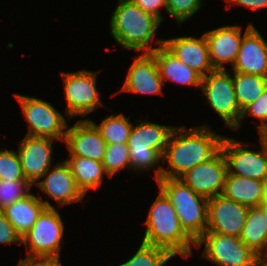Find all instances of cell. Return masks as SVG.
Listing matches in <instances>:
<instances>
[{
    "instance_id": "obj_34",
    "label": "cell",
    "mask_w": 267,
    "mask_h": 266,
    "mask_svg": "<svg viewBox=\"0 0 267 266\" xmlns=\"http://www.w3.org/2000/svg\"><path fill=\"white\" fill-rule=\"evenodd\" d=\"M13 243L21 245V236L0 210V244Z\"/></svg>"
},
{
    "instance_id": "obj_2",
    "label": "cell",
    "mask_w": 267,
    "mask_h": 266,
    "mask_svg": "<svg viewBox=\"0 0 267 266\" xmlns=\"http://www.w3.org/2000/svg\"><path fill=\"white\" fill-rule=\"evenodd\" d=\"M109 23L110 35L122 48L151 53L163 45L164 39L155 40L156 31L162 22L130 0H118ZM154 40L156 47L152 45Z\"/></svg>"
},
{
    "instance_id": "obj_42",
    "label": "cell",
    "mask_w": 267,
    "mask_h": 266,
    "mask_svg": "<svg viewBox=\"0 0 267 266\" xmlns=\"http://www.w3.org/2000/svg\"><path fill=\"white\" fill-rule=\"evenodd\" d=\"M259 141L263 143V145L265 146L267 150V136H259Z\"/></svg>"
},
{
    "instance_id": "obj_11",
    "label": "cell",
    "mask_w": 267,
    "mask_h": 266,
    "mask_svg": "<svg viewBox=\"0 0 267 266\" xmlns=\"http://www.w3.org/2000/svg\"><path fill=\"white\" fill-rule=\"evenodd\" d=\"M260 150L249 149L246 142L223 136L220 149L227 161L229 174L263 180L267 175V150L263 143Z\"/></svg>"
},
{
    "instance_id": "obj_31",
    "label": "cell",
    "mask_w": 267,
    "mask_h": 266,
    "mask_svg": "<svg viewBox=\"0 0 267 266\" xmlns=\"http://www.w3.org/2000/svg\"><path fill=\"white\" fill-rule=\"evenodd\" d=\"M203 0H166V13L179 26L200 11Z\"/></svg>"
},
{
    "instance_id": "obj_16",
    "label": "cell",
    "mask_w": 267,
    "mask_h": 266,
    "mask_svg": "<svg viewBox=\"0 0 267 266\" xmlns=\"http://www.w3.org/2000/svg\"><path fill=\"white\" fill-rule=\"evenodd\" d=\"M48 137L27 136L20 140L18 154L26 180L33 186L52 167V144ZM53 159V160H52Z\"/></svg>"
},
{
    "instance_id": "obj_6",
    "label": "cell",
    "mask_w": 267,
    "mask_h": 266,
    "mask_svg": "<svg viewBox=\"0 0 267 266\" xmlns=\"http://www.w3.org/2000/svg\"><path fill=\"white\" fill-rule=\"evenodd\" d=\"M64 222L55 207H45L33 227L21 237L26 258H60Z\"/></svg>"
},
{
    "instance_id": "obj_38",
    "label": "cell",
    "mask_w": 267,
    "mask_h": 266,
    "mask_svg": "<svg viewBox=\"0 0 267 266\" xmlns=\"http://www.w3.org/2000/svg\"><path fill=\"white\" fill-rule=\"evenodd\" d=\"M258 258L262 266H267V239L263 251L258 255Z\"/></svg>"
},
{
    "instance_id": "obj_13",
    "label": "cell",
    "mask_w": 267,
    "mask_h": 266,
    "mask_svg": "<svg viewBox=\"0 0 267 266\" xmlns=\"http://www.w3.org/2000/svg\"><path fill=\"white\" fill-rule=\"evenodd\" d=\"M249 207L217 195L208 199V222L205 232L240 237Z\"/></svg>"
},
{
    "instance_id": "obj_23",
    "label": "cell",
    "mask_w": 267,
    "mask_h": 266,
    "mask_svg": "<svg viewBox=\"0 0 267 266\" xmlns=\"http://www.w3.org/2000/svg\"><path fill=\"white\" fill-rule=\"evenodd\" d=\"M222 195L247 207H258L264 201L262 181L227 172Z\"/></svg>"
},
{
    "instance_id": "obj_40",
    "label": "cell",
    "mask_w": 267,
    "mask_h": 266,
    "mask_svg": "<svg viewBox=\"0 0 267 266\" xmlns=\"http://www.w3.org/2000/svg\"><path fill=\"white\" fill-rule=\"evenodd\" d=\"M259 136H267V121L258 129Z\"/></svg>"
},
{
    "instance_id": "obj_36",
    "label": "cell",
    "mask_w": 267,
    "mask_h": 266,
    "mask_svg": "<svg viewBox=\"0 0 267 266\" xmlns=\"http://www.w3.org/2000/svg\"><path fill=\"white\" fill-rule=\"evenodd\" d=\"M16 266H62L60 258H21Z\"/></svg>"
},
{
    "instance_id": "obj_27",
    "label": "cell",
    "mask_w": 267,
    "mask_h": 266,
    "mask_svg": "<svg viewBox=\"0 0 267 266\" xmlns=\"http://www.w3.org/2000/svg\"><path fill=\"white\" fill-rule=\"evenodd\" d=\"M101 132L103 139L108 144H119L127 143L130 130L133 126L130 117H125L123 113L111 114L108 117H105L100 124H96L94 121L89 119Z\"/></svg>"
},
{
    "instance_id": "obj_28",
    "label": "cell",
    "mask_w": 267,
    "mask_h": 266,
    "mask_svg": "<svg viewBox=\"0 0 267 266\" xmlns=\"http://www.w3.org/2000/svg\"><path fill=\"white\" fill-rule=\"evenodd\" d=\"M173 257L167 249L141 242L131 258L116 266H166Z\"/></svg>"
},
{
    "instance_id": "obj_37",
    "label": "cell",
    "mask_w": 267,
    "mask_h": 266,
    "mask_svg": "<svg viewBox=\"0 0 267 266\" xmlns=\"http://www.w3.org/2000/svg\"><path fill=\"white\" fill-rule=\"evenodd\" d=\"M229 5H241L249 10H258L267 8V0H225Z\"/></svg>"
},
{
    "instance_id": "obj_17",
    "label": "cell",
    "mask_w": 267,
    "mask_h": 266,
    "mask_svg": "<svg viewBox=\"0 0 267 266\" xmlns=\"http://www.w3.org/2000/svg\"><path fill=\"white\" fill-rule=\"evenodd\" d=\"M44 177V178H43ZM38 180L36 185L49 198H52L60 207L66 204H73L83 200L84 195L78 189L70 166L65 160L54 164Z\"/></svg>"
},
{
    "instance_id": "obj_4",
    "label": "cell",
    "mask_w": 267,
    "mask_h": 266,
    "mask_svg": "<svg viewBox=\"0 0 267 266\" xmlns=\"http://www.w3.org/2000/svg\"><path fill=\"white\" fill-rule=\"evenodd\" d=\"M173 128L143 120L133 124L127 142L131 171L143 173L154 170L155 180L161 178L164 165L160 162H163L162 156Z\"/></svg>"
},
{
    "instance_id": "obj_10",
    "label": "cell",
    "mask_w": 267,
    "mask_h": 266,
    "mask_svg": "<svg viewBox=\"0 0 267 266\" xmlns=\"http://www.w3.org/2000/svg\"><path fill=\"white\" fill-rule=\"evenodd\" d=\"M204 243L202 259L219 266H262L258 255L249 249L239 237L216 232H204L195 242L199 249Z\"/></svg>"
},
{
    "instance_id": "obj_14",
    "label": "cell",
    "mask_w": 267,
    "mask_h": 266,
    "mask_svg": "<svg viewBox=\"0 0 267 266\" xmlns=\"http://www.w3.org/2000/svg\"><path fill=\"white\" fill-rule=\"evenodd\" d=\"M253 23H250L244 33L239 25H225L204 32L207 42L210 62L214 69H226V63L231 65L236 61L243 35Z\"/></svg>"
},
{
    "instance_id": "obj_15",
    "label": "cell",
    "mask_w": 267,
    "mask_h": 266,
    "mask_svg": "<svg viewBox=\"0 0 267 266\" xmlns=\"http://www.w3.org/2000/svg\"><path fill=\"white\" fill-rule=\"evenodd\" d=\"M64 143L69 156L90 158L101 162L107 148L101 132L89 118L80 119L73 126L68 124Z\"/></svg>"
},
{
    "instance_id": "obj_8",
    "label": "cell",
    "mask_w": 267,
    "mask_h": 266,
    "mask_svg": "<svg viewBox=\"0 0 267 266\" xmlns=\"http://www.w3.org/2000/svg\"><path fill=\"white\" fill-rule=\"evenodd\" d=\"M14 96L18 100L22 116L29 126L27 136L65 141L67 120L51 103L18 93H15Z\"/></svg>"
},
{
    "instance_id": "obj_29",
    "label": "cell",
    "mask_w": 267,
    "mask_h": 266,
    "mask_svg": "<svg viewBox=\"0 0 267 266\" xmlns=\"http://www.w3.org/2000/svg\"><path fill=\"white\" fill-rule=\"evenodd\" d=\"M102 164L109 178L125 168L131 171L128 144H108Z\"/></svg>"
},
{
    "instance_id": "obj_5",
    "label": "cell",
    "mask_w": 267,
    "mask_h": 266,
    "mask_svg": "<svg viewBox=\"0 0 267 266\" xmlns=\"http://www.w3.org/2000/svg\"><path fill=\"white\" fill-rule=\"evenodd\" d=\"M156 182L175 207L182 228L196 242L207 228L208 198L195 193L179 178H160Z\"/></svg>"
},
{
    "instance_id": "obj_19",
    "label": "cell",
    "mask_w": 267,
    "mask_h": 266,
    "mask_svg": "<svg viewBox=\"0 0 267 266\" xmlns=\"http://www.w3.org/2000/svg\"><path fill=\"white\" fill-rule=\"evenodd\" d=\"M231 71L267 77V42L254 25L243 34Z\"/></svg>"
},
{
    "instance_id": "obj_7",
    "label": "cell",
    "mask_w": 267,
    "mask_h": 266,
    "mask_svg": "<svg viewBox=\"0 0 267 266\" xmlns=\"http://www.w3.org/2000/svg\"><path fill=\"white\" fill-rule=\"evenodd\" d=\"M201 92L210 108L229 129L239 125L242 110L238 104L232 75L226 69H214L201 78Z\"/></svg>"
},
{
    "instance_id": "obj_30",
    "label": "cell",
    "mask_w": 267,
    "mask_h": 266,
    "mask_svg": "<svg viewBox=\"0 0 267 266\" xmlns=\"http://www.w3.org/2000/svg\"><path fill=\"white\" fill-rule=\"evenodd\" d=\"M31 187L33 186L27 180L0 179V210L27 196Z\"/></svg>"
},
{
    "instance_id": "obj_22",
    "label": "cell",
    "mask_w": 267,
    "mask_h": 266,
    "mask_svg": "<svg viewBox=\"0 0 267 266\" xmlns=\"http://www.w3.org/2000/svg\"><path fill=\"white\" fill-rule=\"evenodd\" d=\"M151 54L157 62L164 84L166 81H172L179 85L199 86L200 88L202 76L180 61L164 45L156 48Z\"/></svg>"
},
{
    "instance_id": "obj_21",
    "label": "cell",
    "mask_w": 267,
    "mask_h": 266,
    "mask_svg": "<svg viewBox=\"0 0 267 266\" xmlns=\"http://www.w3.org/2000/svg\"><path fill=\"white\" fill-rule=\"evenodd\" d=\"M39 194L36 196L30 192L1 210L21 237L33 227L45 207H54Z\"/></svg>"
},
{
    "instance_id": "obj_26",
    "label": "cell",
    "mask_w": 267,
    "mask_h": 266,
    "mask_svg": "<svg viewBox=\"0 0 267 266\" xmlns=\"http://www.w3.org/2000/svg\"><path fill=\"white\" fill-rule=\"evenodd\" d=\"M232 73L236 98L240 109L243 110L267 88V77L234 71Z\"/></svg>"
},
{
    "instance_id": "obj_32",
    "label": "cell",
    "mask_w": 267,
    "mask_h": 266,
    "mask_svg": "<svg viewBox=\"0 0 267 266\" xmlns=\"http://www.w3.org/2000/svg\"><path fill=\"white\" fill-rule=\"evenodd\" d=\"M0 179L26 180L17 151L0 150Z\"/></svg>"
},
{
    "instance_id": "obj_41",
    "label": "cell",
    "mask_w": 267,
    "mask_h": 266,
    "mask_svg": "<svg viewBox=\"0 0 267 266\" xmlns=\"http://www.w3.org/2000/svg\"><path fill=\"white\" fill-rule=\"evenodd\" d=\"M259 207L263 210V213L267 218V202L263 201Z\"/></svg>"
},
{
    "instance_id": "obj_35",
    "label": "cell",
    "mask_w": 267,
    "mask_h": 266,
    "mask_svg": "<svg viewBox=\"0 0 267 266\" xmlns=\"http://www.w3.org/2000/svg\"><path fill=\"white\" fill-rule=\"evenodd\" d=\"M136 4L143 11L148 12L158 18L161 22L164 20V16L161 13L160 8L166 11V0H130Z\"/></svg>"
},
{
    "instance_id": "obj_12",
    "label": "cell",
    "mask_w": 267,
    "mask_h": 266,
    "mask_svg": "<svg viewBox=\"0 0 267 266\" xmlns=\"http://www.w3.org/2000/svg\"><path fill=\"white\" fill-rule=\"evenodd\" d=\"M227 172V161L220 149L208 161L187 170L179 179L195 193L209 199L222 195Z\"/></svg>"
},
{
    "instance_id": "obj_18",
    "label": "cell",
    "mask_w": 267,
    "mask_h": 266,
    "mask_svg": "<svg viewBox=\"0 0 267 266\" xmlns=\"http://www.w3.org/2000/svg\"><path fill=\"white\" fill-rule=\"evenodd\" d=\"M128 69L126 79L118 92L164 95V83L160 77L157 62L151 53L134 56L133 63Z\"/></svg>"
},
{
    "instance_id": "obj_9",
    "label": "cell",
    "mask_w": 267,
    "mask_h": 266,
    "mask_svg": "<svg viewBox=\"0 0 267 266\" xmlns=\"http://www.w3.org/2000/svg\"><path fill=\"white\" fill-rule=\"evenodd\" d=\"M99 71L80 70L61 72L66 101L65 115L69 119L75 116H86L95 109L103 107L100 93L97 91Z\"/></svg>"
},
{
    "instance_id": "obj_39",
    "label": "cell",
    "mask_w": 267,
    "mask_h": 266,
    "mask_svg": "<svg viewBox=\"0 0 267 266\" xmlns=\"http://www.w3.org/2000/svg\"><path fill=\"white\" fill-rule=\"evenodd\" d=\"M262 188L264 194V202H267V175L262 180Z\"/></svg>"
},
{
    "instance_id": "obj_1",
    "label": "cell",
    "mask_w": 267,
    "mask_h": 266,
    "mask_svg": "<svg viewBox=\"0 0 267 266\" xmlns=\"http://www.w3.org/2000/svg\"><path fill=\"white\" fill-rule=\"evenodd\" d=\"M222 138L209 125L175 126L162 156L168 166L162 168L161 178H179L192 167L208 161L220 150Z\"/></svg>"
},
{
    "instance_id": "obj_3",
    "label": "cell",
    "mask_w": 267,
    "mask_h": 266,
    "mask_svg": "<svg viewBox=\"0 0 267 266\" xmlns=\"http://www.w3.org/2000/svg\"><path fill=\"white\" fill-rule=\"evenodd\" d=\"M145 221L142 242L169 250L174 256H192L195 241L184 231L175 207L159 189Z\"/></svg>"
},
{
    "instance_id": "obj_20",
    "label": "cell",
    "mask_w": 267,
    "mask_h": 266,
    "mask_svg": "<svg viewBox=\"0 0 267 266\" xmlns=\"http://www.w3.org/2000/svg\"><path fill=\"white\" fill-rule=\"evenodd\" d=\"M163 45L180 61L194 69L202 77L214 70L204 33L200 38L178 36L163 40Z\"/></svg>"
},
{
    "instance_id": "obj_33",
    "label": "cell",
    "mask_w": 267,
    "mask_h": 266,
    "mask_svg": "<svg viewBox=\"0 0 267 266\" xmlns=\"http://www.w3.org/2000/svg\"><path fill=\"white\" fill-rule=\"evenodd\" d=\"M248 115L260 120L256 129L261 128V126L267 121V88L254 102L242 110L239 125L234 129V131L240 129L243 119Z\"/></svg>"
},
{
    "instance_id": "obj_24",
    "label": "cell",
    "mask_w": 267,
    "mask_h": 266,
    "mask_svg": "<svg viewBox=\"0 0 267 266\" xmlns=\"http://www.w3.org/2000/svg\"><path fill=\"white\" fill-rule=\"evenodd\" d=\"M65 161L70 166L75 183L84 196L89 190L100 188L104 183V176H108L101 161L77 156H68Z\"/></svg>"
},
{
    "instance_id": "obj_25",
    "label": "cell",
    "mask_w": 267,
    "mask_h": 266,
    "mask_svg": "<svg viewBox=\"0 0 267 266\" xmlns=\"http://www.w3.org/2000/svg\"><path fill=\"white\" fill-rule=\"evenodd\" d=\"M239 238L256 255L263 251L267 239V218L259 206L249 207Z\"/></svg>"
}]
</instances>
